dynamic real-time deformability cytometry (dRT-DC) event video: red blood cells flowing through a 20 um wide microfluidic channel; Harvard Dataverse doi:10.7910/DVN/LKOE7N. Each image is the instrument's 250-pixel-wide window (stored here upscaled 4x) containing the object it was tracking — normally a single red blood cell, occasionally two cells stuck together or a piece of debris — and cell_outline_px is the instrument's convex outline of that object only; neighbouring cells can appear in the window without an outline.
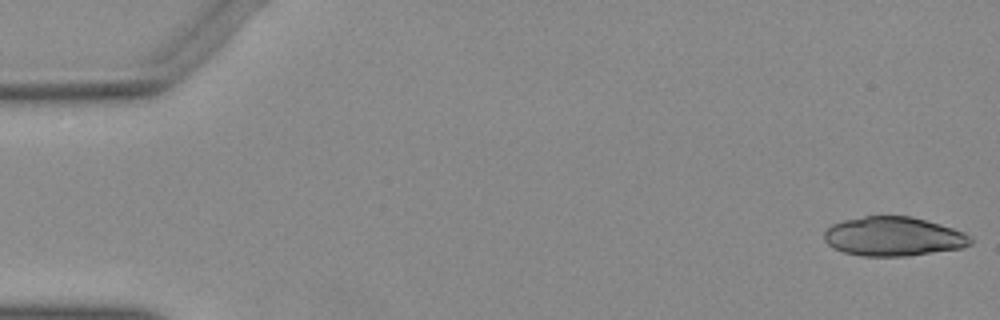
{"species": "Egyptian fruit bat (a non-hibernating species)", "species_latin": "Rousettus aegyptiacus", "temperature_condition": "warm", "stored_images_in_passage": 13, "camera_frame_rate_fps": 3000, "um_per_image_px": 0.085, "animal": {"sex": "female"}, "frame": {"image": 1, "passage_image": 1, "time_ms": 0.0, "image_size_px": [1000, 320], "cell_outline_px": [[972, 244], [964, 248], [908, 256], [860, 256], [844, 252], [832, 248], [824, 240], [824, 232], [832, 224], [844, 220], [864, 216], [912, 216], [940, 224], [964, 232], [972, 236]], "centroid_in_image_um": [75.96, 20.11], "position_along_channel_um": 9.0, "area_um2": 33.7}}